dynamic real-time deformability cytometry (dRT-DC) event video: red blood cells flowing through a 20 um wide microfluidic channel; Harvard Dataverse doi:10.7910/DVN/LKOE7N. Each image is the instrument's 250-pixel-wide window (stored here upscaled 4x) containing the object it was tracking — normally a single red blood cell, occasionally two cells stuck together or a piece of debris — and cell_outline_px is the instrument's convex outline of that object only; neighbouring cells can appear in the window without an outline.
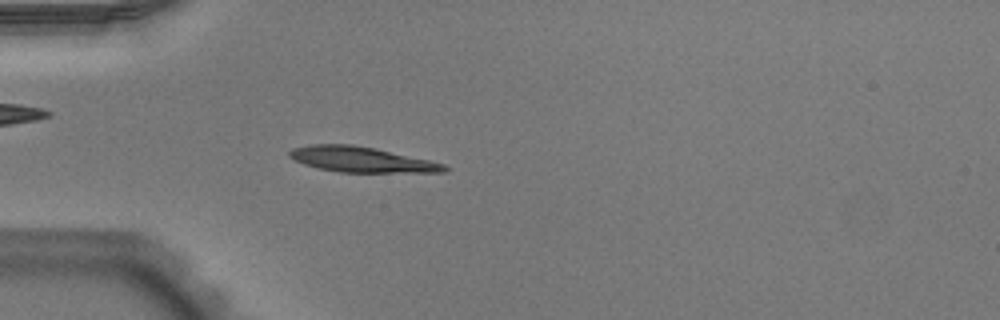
{"species": "Egyptian fruit bat (a non-hibernating species)", "species_latin": "Rousettus aegyptiacus", "temperature_condition": "warm", "stored_images_in_passage": 48, "camera_frame_rate_fps": 3000, "um_per_image_px": 0.085, "animal": {"sex": "male"}, "frame": {"image": 1, "passage_image": 12, "time_ms": 3.667, "image_size_px": [1000, 320], "cell_outline_px": [[448, 172], [340, 172], [320, 168], [304, 164], [292, 160], [288, 156], [288, 152], [292, 148], [312, 144], [352, 144], [376, 148], [428, 160], [444, 164], [448, 168]], "centroid_in_image_um": [30.68, 13.55], "position_along_channel_um": 54.3, "area_um2": 22.83}}
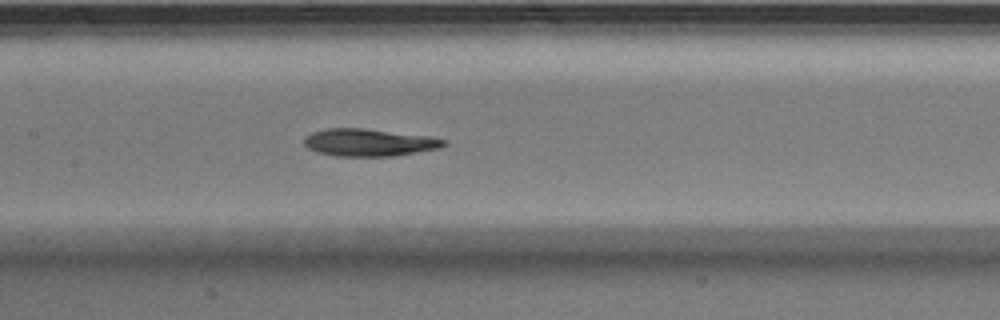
{"frame": {"image": 2, "passage_image": 22, "time_ms": 7.0, "image_size_px": [1000, 320], "cell_outline_px": [[448, 144], [440, 148], [392, 156], [336, 156], [320, 152], [308, 148], [304, 144], [304, 140], [312, 132], [328, 128], [364, 128], [428, 136], [448, 140]], "centroid_in_image_um": [31.41, 12.11], "position_along_channel_um": 176.0, "area_um2": 22.14}}
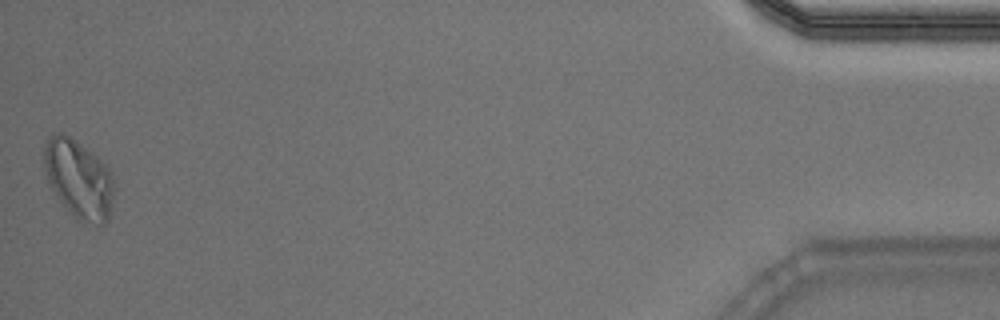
{"frame": {"image": 3, "passage_image": 48, "time_ms": 15.667, "image_size_px": [1000, 320], "cell_outline_px": [[112, 204], [108, 220], [104, 224], [96, 224], [76, 220], [60, 200], [52, 188], [48, 180], [44, 168], [44, 144], [48, 136], [56, 132], [64, 132], [96, 156], [108, 168], [112, 176]], "centroid_in_image_um": [6.66, 15.2], "position_along_channel_um": 428.5, "area_um2": 31.67}, "authors_computed_cell_mechanics": {"area_um2": 22.3686, "velocity_mm_per_s": 3.9169, "shape_relaxation_time_tau1_ms": 4.1401, "shape_relaxation_time_tau2_ms": null, "deformation_change_tau1": 0.1442, "deformation_change_tau2": null}}